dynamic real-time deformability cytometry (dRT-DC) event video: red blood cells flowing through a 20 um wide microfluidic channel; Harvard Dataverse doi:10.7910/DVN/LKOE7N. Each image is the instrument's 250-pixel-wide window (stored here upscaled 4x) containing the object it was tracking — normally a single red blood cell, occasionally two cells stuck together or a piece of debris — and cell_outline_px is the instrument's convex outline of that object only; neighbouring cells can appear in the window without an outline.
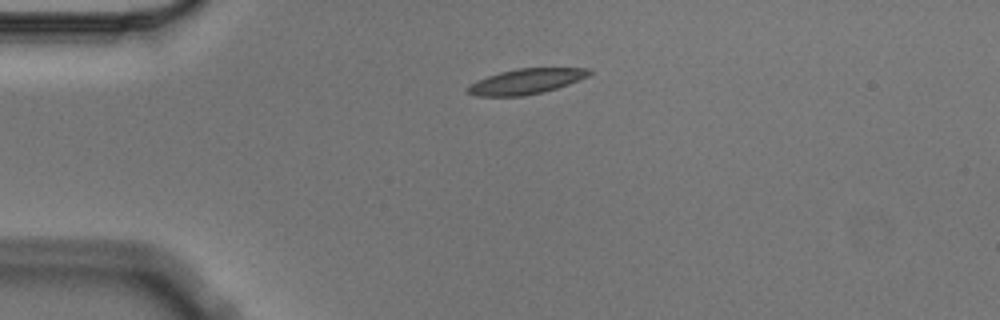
{"species": "Egyptian fruit bat (a non-hibernating species)", "species_latin": "Rousettus aegyptiacus", "temperature_condition": "cold", "stored_images_in_passage": 3, "camera_frame_rate_fps": 3000, "um_per_image_px": 0.085, "animal": {"sex": "male"}, "frame": {"image": 1, "passage_image": 1, "time_ms": 0.0, "image_size_px": [1000, 320], "cell_outline_px": [[592, 72], [588, 76], [568, 84], [544, 92], [524, 96], [476, 96], [464, 92], [464, 88], [468, 84], [476, 80], [500, 72], [516, 68], [588, 68]], "centroid_in_image_um": [44.63, 6.93], "position_along_channel_um": 40.4, "area_um2": 18.09}}
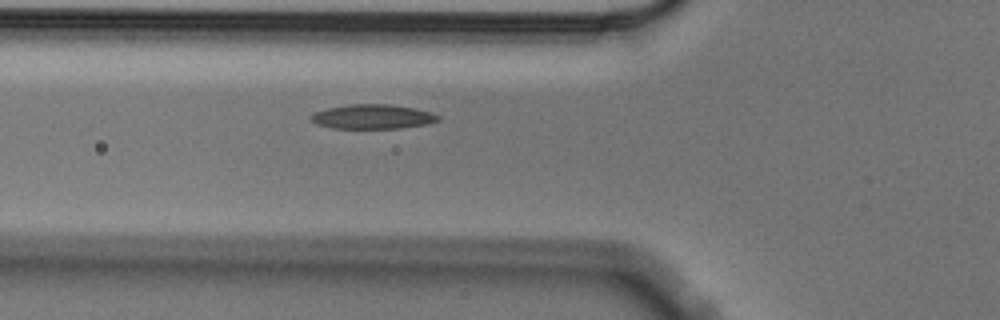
{"frame": {"image": 2, "passage_image": 3, "time_ms": 0.667, "image_size_px": [1000, 320], "cell_outline_px": [[440, 120], [428, 124], [400, 128], [332, 128], [316, 124], [308, 116], [312, 112], [328, 108], [348, 104], [388, 104], [412, 108], [432, 112], [440, 116]], "centroid_in_image_um": [31.65, 9.91], "position_along_channel_um": 94.1, "area_um2": 18.21}}